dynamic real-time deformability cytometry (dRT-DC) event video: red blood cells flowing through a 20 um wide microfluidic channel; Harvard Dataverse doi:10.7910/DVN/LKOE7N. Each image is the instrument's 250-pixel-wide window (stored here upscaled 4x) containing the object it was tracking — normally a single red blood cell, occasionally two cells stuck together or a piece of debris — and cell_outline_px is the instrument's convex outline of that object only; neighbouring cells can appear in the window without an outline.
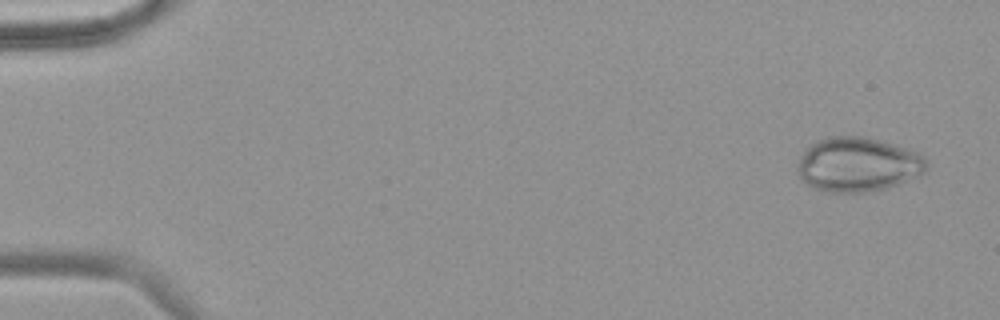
{"species": "common noctule bat (a hibernating species)", "species_latin": "Nyctalus noctula", "temperature_condition": "warm", "stored_images_in_passage": 54, "camera_frame_rate_fps": 3000, "um_per_image_px": 0.085, "animal": {"sex": "female", "body_mass_g": 18.4}, "frame": {"image": 1, "passage_image": 1, "time_ms": 0.0, "image_size_px": [1000, 320], "cell_outline_px": [[928, 168], [924, 172], [896, 184], [884, 188], [864, 192], [824, 192], [812, 188], [800, 176], [796, 168], [796, 164], [800, 156], [816, 140], [828, 136], [864, 136], [880, 140], [908, 148], [924, 156], [928, 160]], "centroid_in_image_um": [72.9, 13.97], "position_along_channel_um": 12.1, "area_um2": 40.92}}
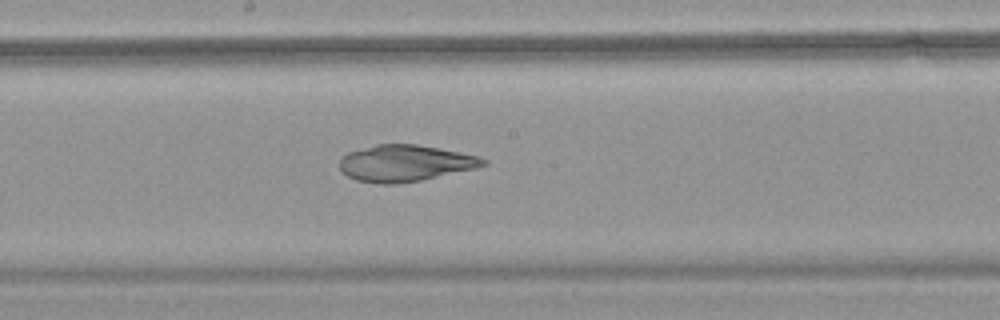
{"frame": {"image": 2, "passage_image": 29, "time_ms": 9.333, "image_size_px": [1000, 320], "cell_outline_px": [[488, 164], [476, 168], [420, 180], [392, 184], [380, 184], [356, 180], [348, 176], [340, 168], [340, 160], [348, 152], [376, 144], [416, 144], [440, 148], [480, 156], [488, 160]], "centroid_in_image_um": [34.46, 13.86], "position_along_channel_um": 213.7, "area_um2": 30.4}}
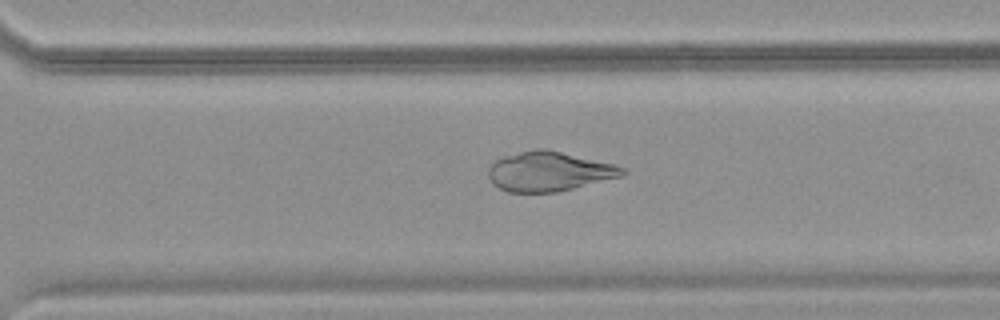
{"frame": {"image": 3, "passage_image": 38, "time_ms": 12.333, "image_size_px": [1000, 320], "cell_outline_px": [[628, 172], [624, 176], [556, 192], [508, 192], [492, 184], [488, 176], [488, 168], [496, 160], [504, 156], [532, 148], [544, 148], [616, 164], [624, 168]], "centroid_in_image_um": [46.69, 14.56], "position_along_channel_um": 323.9, "area_um2": 31.1}}